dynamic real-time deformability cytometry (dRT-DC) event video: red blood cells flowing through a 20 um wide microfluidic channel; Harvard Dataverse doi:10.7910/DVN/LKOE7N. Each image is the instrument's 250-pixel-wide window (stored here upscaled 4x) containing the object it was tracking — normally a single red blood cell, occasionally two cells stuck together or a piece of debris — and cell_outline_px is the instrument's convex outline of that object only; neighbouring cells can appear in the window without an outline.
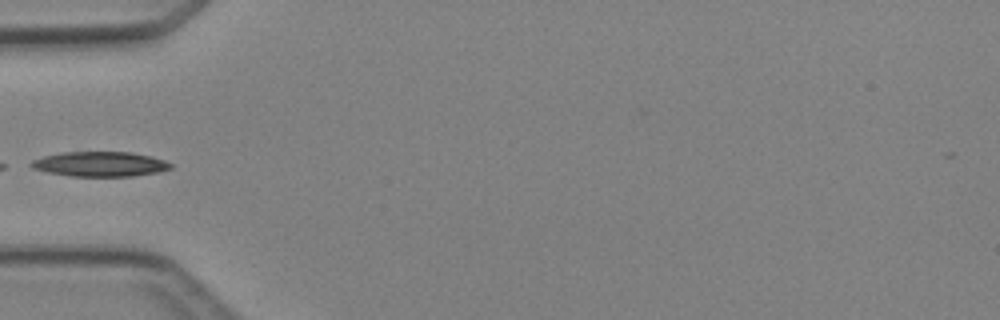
{"species": "Egyptian fruit bat (a non-hibernating species)", "species_latin": "Rousettus aegyptiacus", "temperature_condition": "cold", "stored_images_in_passage": 5, "camera_frame_rate_fps": 3000, "um_per_image_px": 0.085, "animal": {"sex": "female"}, "frame": {"image": 1, "passage_image": 5, "time_ms": 5.667, "image_size_px": [1000, 320], "cell_outline_px": [[172, 168], [156, 172], [132, 176], [72, 176], [48, 172], [32, 168], [28, 164], [32, 160], [44, 156], [64, 152], [132, 152], [152, 156], [164, 160], [172, 164]], "centroid_in_image_um": [8.5, 13.94], "position_along_channel_um": 76.5, "area_um2": 20.11}}